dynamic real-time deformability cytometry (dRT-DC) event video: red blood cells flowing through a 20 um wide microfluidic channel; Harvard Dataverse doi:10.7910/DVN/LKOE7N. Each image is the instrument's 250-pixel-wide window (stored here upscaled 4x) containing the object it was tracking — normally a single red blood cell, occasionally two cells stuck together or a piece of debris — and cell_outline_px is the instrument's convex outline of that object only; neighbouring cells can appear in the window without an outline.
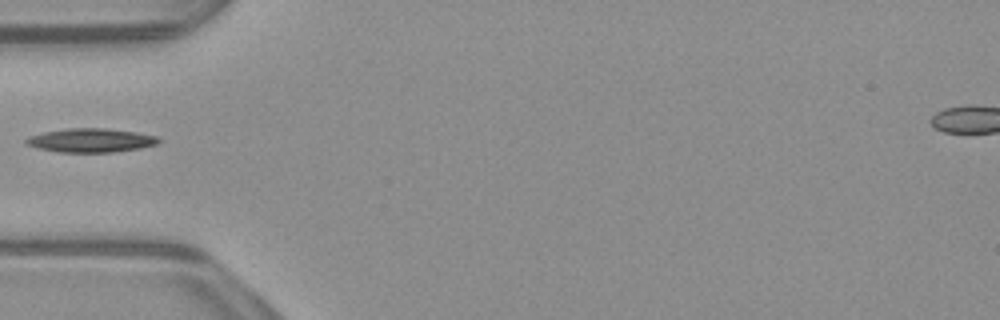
{"species": "common noctule bat (a hibernating species)", "species_latin": "Nyctalus noctula", "temperature_condition": "warm", "stored_images_in_passage": 10, "camera_frame_rate_fps": 3000, "um_per_image_px": 0.085, "animal": {"sex": "male", "body_mass_g": 23.1, "forearm_length_mm": 52.7}, "frame": {"image": 1, "passage_image": 1, "time_ms": 0.0, "image_size_px": [1000, 320], "cell_outline_px": [[160, 140], [156, 144], [140, 148], [112, 152], [56, 152], [36, 148], [24, 144], [24, 140], [28, 136], [44, 132], [68, 128], [104, 128], [136, 132], [160, 136]], "centroid_in_image_um": [7.68, 11.93], "position_along_channel_um": 77.3, "area_um2": 18.55}}
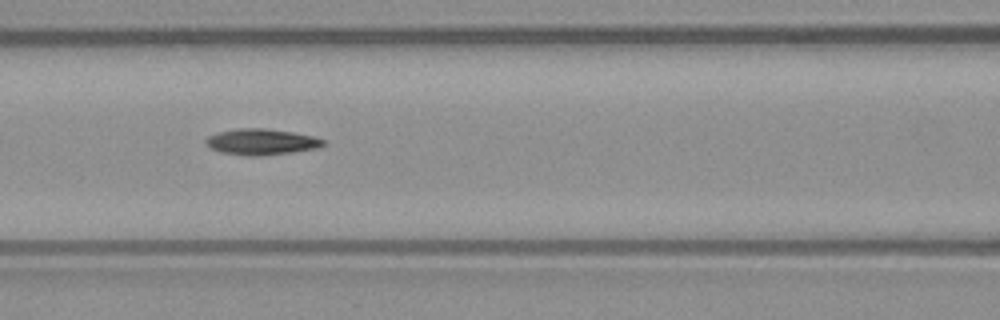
{"frame": {"image": 2, "passage_image": 6, "time_ms": 1.667, "image_size_px": [1000, 320], "cell_outline_px": [[324, 144], [316, 148], [292, 152], [260, 156], [252, 156], [220, 152], [204, 144], [204, 140], [208, 136], [216, 132], [236, 128], [264, 128], [292, 132], [312, 136], [324, 140]], "centroid_in_image_um": [22.15, 12.05], "position_along_channel_um": 144.4, "area_um2": 17.74}}